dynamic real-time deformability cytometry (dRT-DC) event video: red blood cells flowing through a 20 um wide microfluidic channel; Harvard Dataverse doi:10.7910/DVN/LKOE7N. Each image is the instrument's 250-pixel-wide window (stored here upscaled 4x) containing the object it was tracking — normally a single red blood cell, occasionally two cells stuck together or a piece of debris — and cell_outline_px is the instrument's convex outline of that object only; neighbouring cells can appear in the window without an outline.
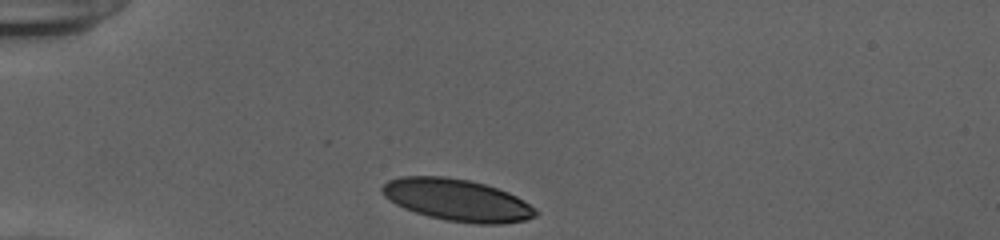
{"species": "human", "species_latin": "Homo sapiens", "temperature_condition": "cold", "stored_images_in_passage": 31, "camera_frame_rate_fps": 3000, "um_per_image_px": 0.085, "donor": {"sex": "female"}, "frame": {"image": 1, "passage_image": 1, "time_ms": 0.0, "image_size_px": [1000, 240], "cell_outline_px": [[540, 212], [536, 216], [524, 220], [500, 224], [476, 224], [444, 220], [428, 216], [404, 208], [396, 204], [384, 196], [380, 192], [380, 188], [388, 180], [400, 176], [444, 176], [472, 180], [508, 192], [524, 200], [536, 208]], "centroid_in_image_um": [38.86, 17.0], "position_along_channel_um": 46.1, "area_um2": 37.74}}
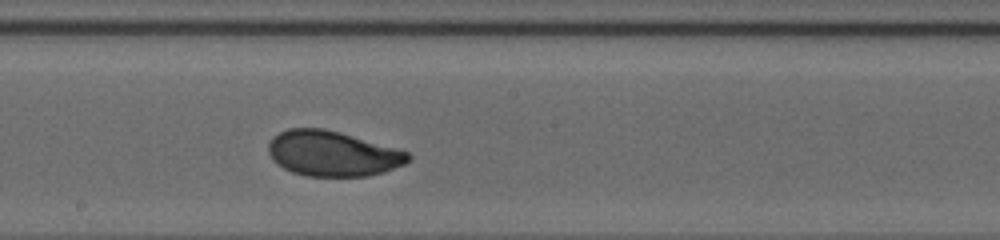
{"frame": {"image": 2, "passage_image": 17, "time_ms": 5.333, "image_size_px": [1000, 240], "cell_outline_px": [[412, 156], [404, 164], [384, 172], [368, 176], [308, 176], [292, 172], [276, 164], [272, 160], [268, 152], [268, 144], [272, 136], [288, 128], [324, 128], [340, 132], [396, 148], [408, 152]], "centroid_in_image_um": [28.23, 13.05], "position_along_channel_um": 220.0, "area_um2": 36.93}}
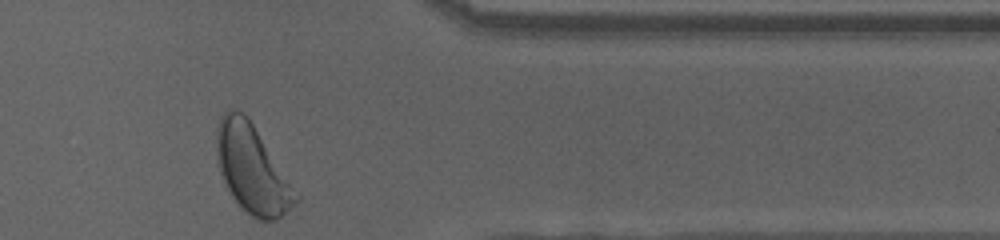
{"frame": {"image": 3, "passage_image": 31, "time_ms": 10.0, "image_size_px": [1000, 240], "cell_outline_px": [[300, 200], [276, 220], [256, 220], [232, 196], [220, 172], [216, 160], [216, 128], [220, 116], [228, 108], [244, 112], [300, 196]], "centroid_in_image_um": [21.4, 14.35], "position_along_channel_um": 390.0, "area_um2": 40.0}, "authors_computed_cell_mechanics": {"area_um2": 37.6278, "velocity_mm_per_s": 3.8733, "shape_relaxation_time_tau1_ms": 2.6536, "shape_relaxation_time_tau2_ms": 0.847, "deformation_change_tau1": 0.1131, "deformation_change_tau2": 0.0518}}